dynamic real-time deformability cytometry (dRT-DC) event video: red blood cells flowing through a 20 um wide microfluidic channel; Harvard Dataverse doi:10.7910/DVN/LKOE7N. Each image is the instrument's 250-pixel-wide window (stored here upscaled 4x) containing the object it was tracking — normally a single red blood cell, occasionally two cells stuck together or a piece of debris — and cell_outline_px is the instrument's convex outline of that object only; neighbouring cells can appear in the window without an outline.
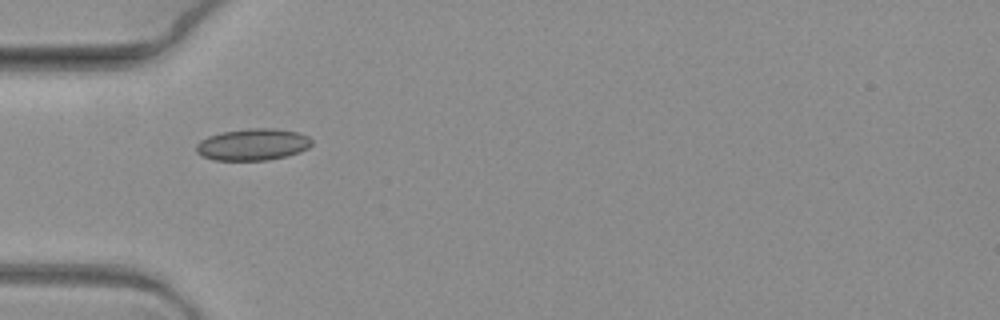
{"species": "common noctule bat (a hibernating species)", "species_latin": "Nyctalus noctula", "temperature_condition": "warm", "stored_images_in_passage": 2, "camera_frame_rate_fps": 3000, "um_per_image_px": 0.085, "animal": {"sex": "female", "body_mass_g": 19.3, "forearm_length_mm": 54.1}, "frame": {"image": 1, "passage_image": 1, "time_ms": 0.0, "image_size_px": [1000, 320], "cell_outline_px": [[312, 144], [308, 148], [300, 152], [288, 156], [268, 160], [212, 160], [200, 156], [196, 152], [196, 144], [200, 140], [208, 136], [220, 132], [248, 128], [276, 128], [296, 132], [308, 136], [312, 140]], "centroid_in_image_um": [21.47, 12.28], "position_along_channel_um": 63.5, "area_um2": 21.68}}